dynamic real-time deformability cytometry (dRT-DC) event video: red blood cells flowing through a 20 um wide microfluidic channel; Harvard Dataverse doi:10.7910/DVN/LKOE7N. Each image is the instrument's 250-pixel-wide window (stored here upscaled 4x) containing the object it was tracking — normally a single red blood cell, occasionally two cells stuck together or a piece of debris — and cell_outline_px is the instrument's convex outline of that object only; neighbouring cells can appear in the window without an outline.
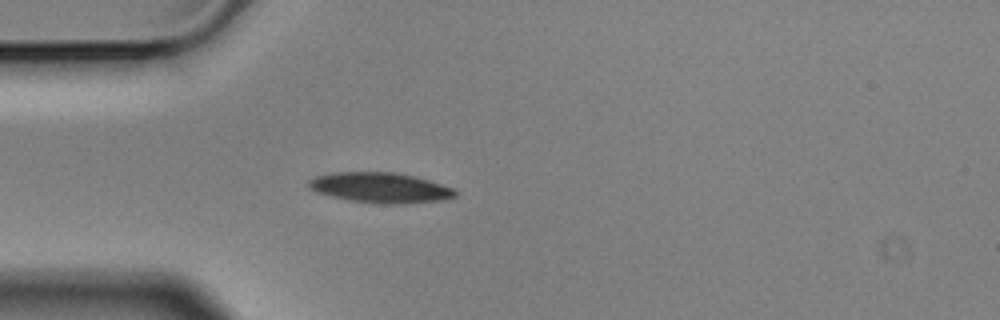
{"species": "Egyptian fruit bat (a non-hibernating species)", "species_latin": "Rousettus aegyptiacus", "temperature_condition": "cold", "stored_images_in_passage": 4, "camera_frame_rate_fps": 3000, "um_per_image_px": 0.085, "animal": {"sex": "male"}, "frame": {"image": 1, "passage_image": 4, "time_ms": 1.0, "image_size_px": [1000, 320], "cell_outline_px": [[456, 196], [444, 200], [400, 204], [376, 204], [348, 200], [316, 192], [308, 188], [308, 180], [316, 176], [332, 172], [396, 172], [428, 180], [452, 188], [456, 192]], "centroid_in_image_um": [32.28, 15.96], "position_along_channel_um": 52.7, "area_um2": 25.89}}